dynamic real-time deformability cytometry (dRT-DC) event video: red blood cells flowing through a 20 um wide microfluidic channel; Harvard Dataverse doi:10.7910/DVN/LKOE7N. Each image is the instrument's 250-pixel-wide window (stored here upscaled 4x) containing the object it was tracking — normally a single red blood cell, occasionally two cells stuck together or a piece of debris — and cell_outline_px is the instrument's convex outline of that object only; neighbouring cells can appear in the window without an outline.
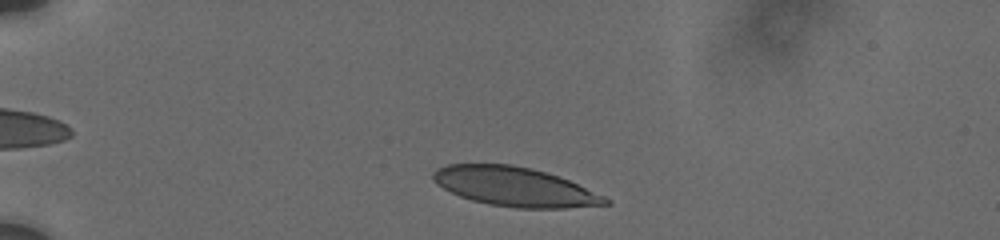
{"species": "human", "species_latin": "Homo sapiens", "temperature_condition": "cold", "stored_images_in_passage": 16, "camera_frame_rate_fps": 3000, "um_per_image_px": 0.085, "donor": {"sex": "male"}, "frame": {"image": 1, "passage_image": 2, "time_ms": 0.667, "image_size_px": [1000, 240], "cell_outline_px": [[612, 204], [564, 208], [516, 208], [488, 204], [472, 200], [460, 196], [436, 184], [432, 180], [432, 172], [436, 168], [448, 164], [512, 164], [532, 168], [568, 180], [604, 196], [612, 200]], "centroid_in_image_um": [43.73, 15.87], "position_along_channel_um": 41.3, "area_um2": 39.25}}
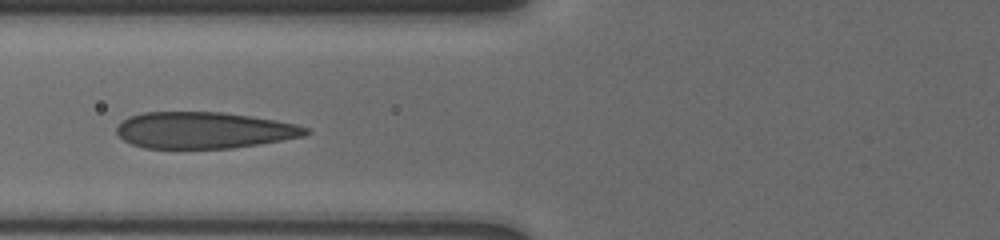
{"frame": {"image": 2, "passage_image": 8, "time_ms": 4.0, "image_size_px": [1000, 240], "cell_outline_px": [[312, 132], [304, 136], [232, 148], [144, 148], [132, 144], [124, 140], [116, 132], [116, 128], [128, 116], [144, 112], [224, 112], [252, 116], [276, 120], [296, 124], [308, 128]], "centroid_in_image_um": [17.34, 11.06], "position_along_channel_um": 108.5, "area_um2": 40.11}}
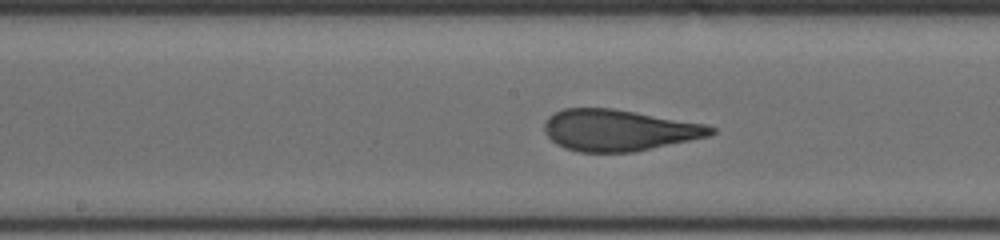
{"frame": {"image": 3, "passage_image": 14, "time_ms": 6.333, "image_size_px": [1000, 240], "cell_outline_px": [[716, 132], [708, 136], [636, 152], [580, 152], [564, 148], [556, 144], [544, 132], [544, 120], [548, 116], [564, 108], [612, 108], [704, 124], [716, 128]], "centroid_in_image_um": [52.55, 11.07], "position_along_channel_um": 195.6, "area_um2": 40.06}}